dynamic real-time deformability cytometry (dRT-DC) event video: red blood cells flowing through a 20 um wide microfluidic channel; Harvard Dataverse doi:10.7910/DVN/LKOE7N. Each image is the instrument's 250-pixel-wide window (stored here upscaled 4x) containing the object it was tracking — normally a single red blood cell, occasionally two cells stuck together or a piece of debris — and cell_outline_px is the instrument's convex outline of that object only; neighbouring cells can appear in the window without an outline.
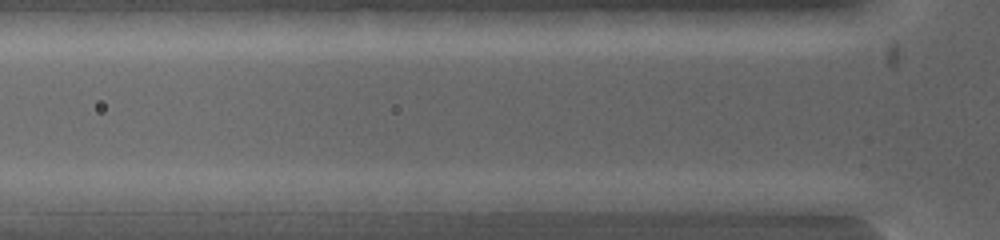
{"species": "common noctule bat (a hibernating species)", "species_latin": "Nyctalus noctula", "temperature_condition": "warm", "stored_images_in_passage": 5, "camera_frame_rate_fps": 5000, "um_per_image_px": 0.085, "animal": {"sex": "female", "body_mass_g": 19.0, "forearm_length_mm": 53.3}, "frame": {"image": 1, "passage_image": 3, "time_ms": 0.8, "image_size_px": [1000, 240], "cell_outline_px": [[660, 200], [620, 212], [496, 212], [492, 200], [580, 192], [632, 192]], "centroid_in_image_um": [48.83, 17.23], "position_along_channel_um": 77.0, "area_um2": 19.02}}